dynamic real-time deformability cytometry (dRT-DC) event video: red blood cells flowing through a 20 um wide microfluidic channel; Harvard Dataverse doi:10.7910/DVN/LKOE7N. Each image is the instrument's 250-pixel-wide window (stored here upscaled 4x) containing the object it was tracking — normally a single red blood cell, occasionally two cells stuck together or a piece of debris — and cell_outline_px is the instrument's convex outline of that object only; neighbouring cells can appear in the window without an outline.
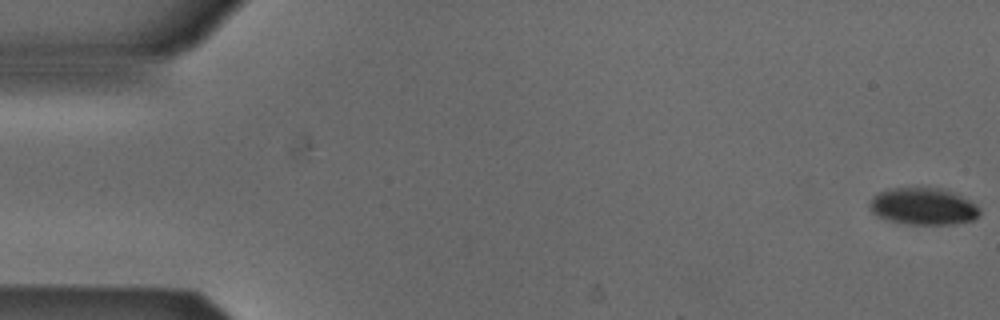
{"species": "Egyptian fruit bat (a non-hibernating species)", "species_latin": "Rousettus aegyptiacus", "temperature_condition": "cold", "stored_images_in_passage": 29, "camera_frame_rate_fps": 3000, "um_per_image_px": 0.085, "animal": {"sex": "male"}, "frame": {"image": 1, "passage_image": 1, "time_ms": 0.0, "image_size_px": [1000, 320], "cell_outline_px": [[980, 216], [972, 220], [956, 224], [908, 224], [888, 220], [876, 216], [868, 208], [868, 204], [872, 196], [888, 188], [944, 188], [956, 192], [976, 204], [980, 208]], "centroid_in_image_um": [78.48, 17.53], "position_along_channel_um": 6.5, "area_um2": 24.1}}
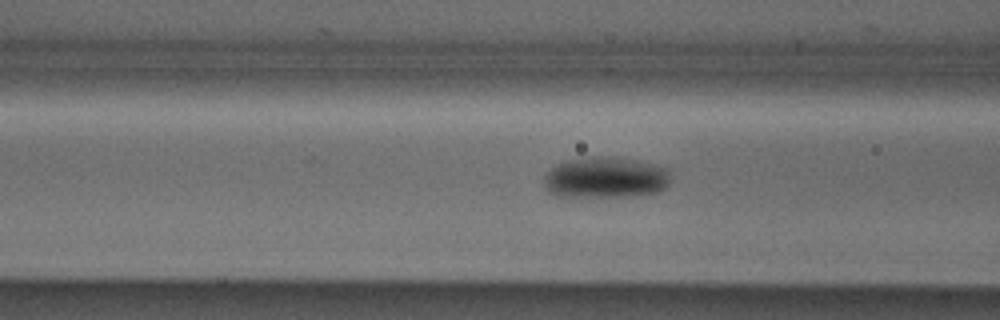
{"frame": {"image": 2, "passage_image": 21, "time_ms": 6.667, "image_size_px": [1000, 320], "cell_outline_px": [[668, 184], [664, 188], [656, 192], [632, 196], [556, 196], [548, 192], [544, 188], [544, 176], [556, 164], [564, 160], [592, 156], [612, 156], [636, 160], [668, 168]], "centroid_in_image_um": [51.42, 15.08], "position_along_channel_um": 115.2, "area_um2": 30.4}}
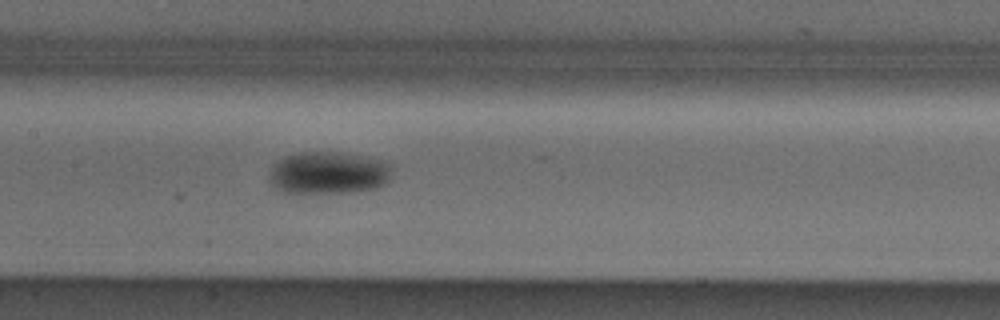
{"frame": {"image": 3, "passage_image": 26, "time_ms": 8.333, "image_size_px": [1000, 320], "cell_outline_px": [[392, 168], [388, 180], [384, 184], [376, 188], [352, 192], [288, 192], [276, 188], [268, 180], [268, 176], [272, 168], [284, 156], [296, 152], [336, 152], [388, 160], [392, 164]], "centroid_in_image_um": [27.96, 14.67], "position_along_channel_um": 179.4, "area_um2": 30.29}}